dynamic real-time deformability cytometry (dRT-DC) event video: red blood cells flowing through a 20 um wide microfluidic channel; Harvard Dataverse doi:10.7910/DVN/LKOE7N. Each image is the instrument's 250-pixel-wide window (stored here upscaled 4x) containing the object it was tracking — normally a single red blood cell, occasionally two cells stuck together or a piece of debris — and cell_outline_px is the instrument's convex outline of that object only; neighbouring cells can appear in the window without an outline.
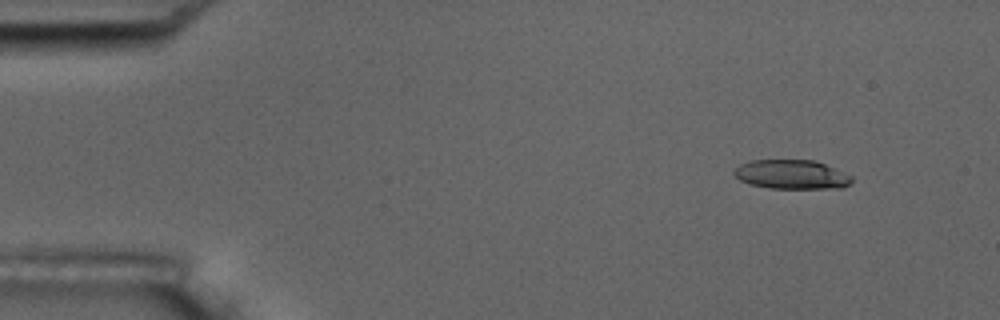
{"species": "common noctule bat (a hibernating species)", "species_latin": "Nyctalus noctula", "temperature_condition": "room temperature", "stored_images_in_passage": 4, "camera_frame_rate_fps": 3000, "um_per_image_px": 0.085, "animal": {"sex": "male", "body_mass_g": 17.5, "forearm_length_mm": 52.3}, "frame": {"image": 1, "passage_image": 1, "time_ms": 0.0, "image_size_px": [1000, 320], "cell_outline_px": [[852, 180], [844, 188], [768, 188], [752, 184], [740, 180], [732, 172], [740, 164], [752, 160], [816, 160], [852, 176]], "centroid_in_image_um": [67.29, 14.82], "position_along_channel_um": 17.7, "area_um2": 19.88}}
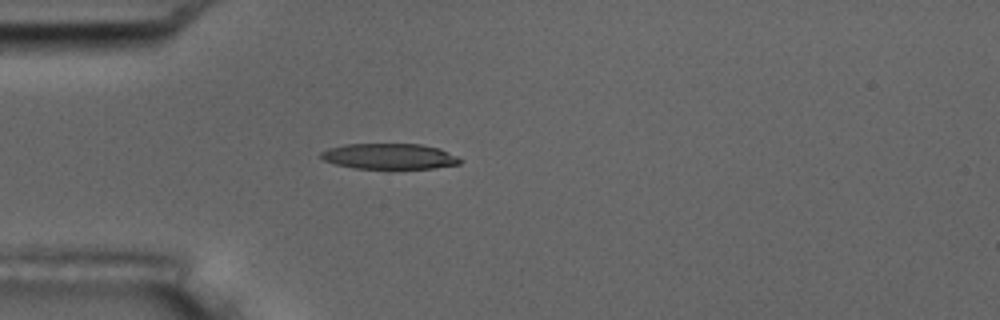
{"frame": {"image": 2, "passage_image": 4, "time_ms": 3.333, "image_size_px": [1000, 320], "cell_outline_px": [[464, 160], [460, 164], [432, 168], [356, 168], [336, 164], [324, 160], [320, 156], [320, 152], [328, 148], [344, 144], [420, 144], [440, 148]], "centroid_in_image_um": [33.11, 13.28], "position_along_channel_um": 51.9, "area_um2": 20.69}}